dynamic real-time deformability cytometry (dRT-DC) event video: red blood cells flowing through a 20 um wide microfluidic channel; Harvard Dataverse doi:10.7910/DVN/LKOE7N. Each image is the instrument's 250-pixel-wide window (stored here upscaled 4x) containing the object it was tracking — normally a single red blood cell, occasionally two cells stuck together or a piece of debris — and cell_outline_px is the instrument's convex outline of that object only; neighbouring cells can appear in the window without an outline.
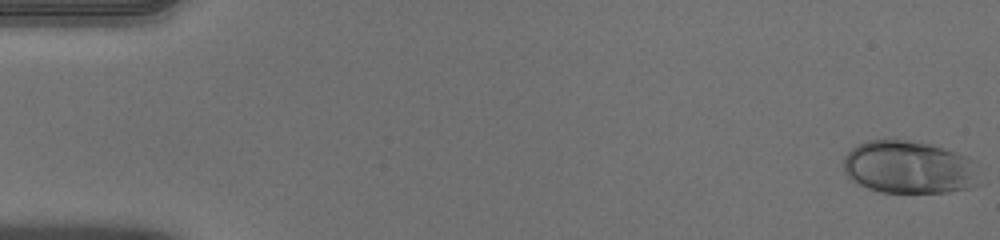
{"species": "human", "species_latin": "Homo sapiens", "temperature_condition": "warm", "stored_images_in_passage": 53, "segment_of_instrument_passage": [1, 2], "camera_frame_rate_fps": 3000, "um_per_image_px": 0.085, "donor": {"sex": "male"}, "frame": {"image": 1, "passage_image": 1, "time_ms": 0.0, "image_size_px": [1000, 240], "cell_outline_px": [[976, 184], [968, 188], [948, 192], [880, 192], [856, 184], [844, 172], [844, 156], [852, 148], [868, 140], [908, 140], [928, 144], [944, 148], [964, 156], [968, 160]], "centroid_in_image_um": [77.13, 14.22], "position_along_channel_um": 7.9, "area_um2": 40.81}}
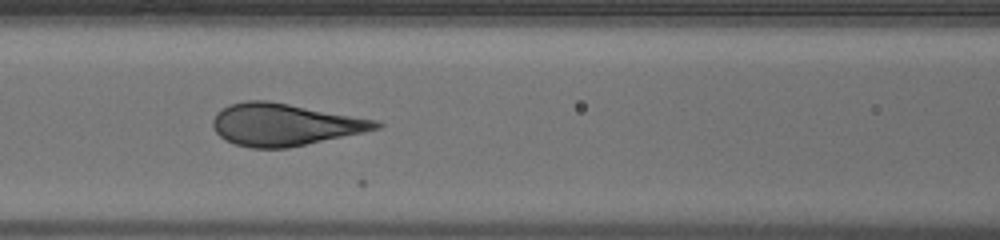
{"frame": {"image": 2, "passage_image": 23, "time_ms": 7.333, "image_size_px": [1000, 240], "cell_outline_px": [[384, 124], [380, 128], [364, 132], [288, 148], [252, 148], [236, 144], [224, 140], [216, 132], [212, 124], [212, 120], [216, 112], [228, 104], [244, 100], [268, 100], [376, 120]], "centroid_in_image_um": [24.14, 10.58], "position_along_channel_um": 142.5, "area_um2": 40.06}}
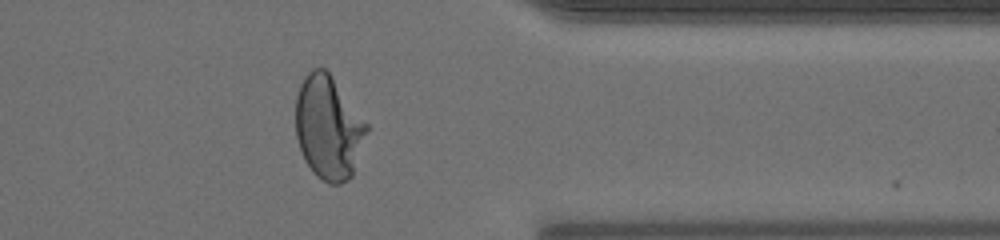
{"frame": {"image": 3, "passage_image": 42, "time_ms": 13.667, "image_size_px": [1000, 240], "cell_outline_px": [[368, 132], [352, 176], [348, 180], [340, 184], [328, 184], [316, 176], [312, 172], [304, 160], [296, 136], [296, 96], [300, 84], [308, 72], [312, 68], [324, 68], [328, 72], [368, 124]], "centroid_in_image_um": [27.91, 10.88], "position_along_channel_um": 383.5, "area_um2": 42.83}}